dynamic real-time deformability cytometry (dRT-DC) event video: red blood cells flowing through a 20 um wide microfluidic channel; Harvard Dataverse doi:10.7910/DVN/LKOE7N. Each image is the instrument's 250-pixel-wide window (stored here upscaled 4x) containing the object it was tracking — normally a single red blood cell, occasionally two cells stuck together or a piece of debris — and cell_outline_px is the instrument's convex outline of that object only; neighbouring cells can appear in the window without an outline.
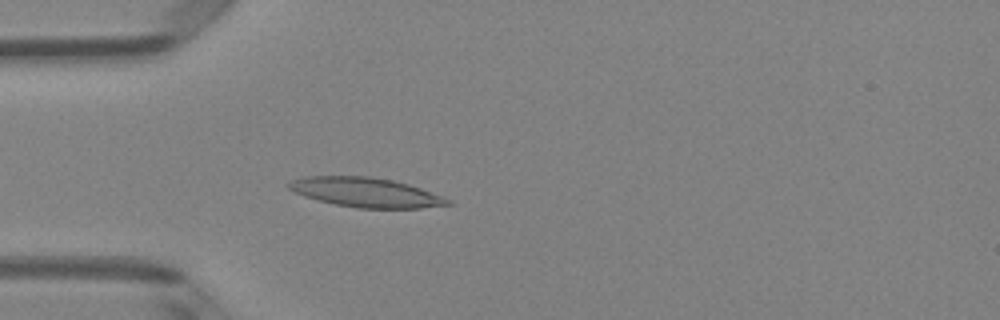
{"species": "Egyptian fruit bat (a non-hibernating species)", "species_latin": "Rousettus aegyptiacus", "temperature_condition": "room temperature", "stored_images_in_passage": 51, "camera_frame_rate_fps": 3000, "um_per_image_px": 0.085, "animal": {"sex": "female"}, "frame": {"image": 1, "passage_image": 15, "time_ms": 4.667, "image_size_px": [1000, 320], "cell_outline_px": [[452, 204], [420, 208], [356, 208], [336, 204], [304, 196], [288, 188], [284, 184], [292, 180], [304, 176], [368, 176], [392, 180], [408, 184], [420, 188], [452, 200]], "centroid_in_image_um": [31.08, 16.35], "position_along_channel_um": 53.9, "area_um2": 27.17}}
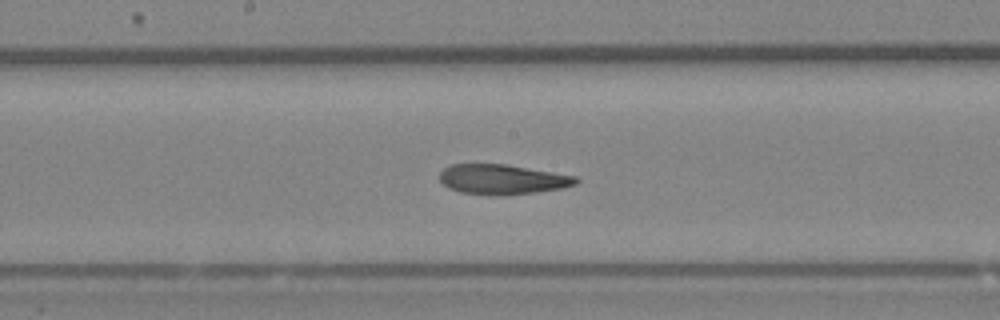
{"frame": {"image": 2, "passage_image": 27, "time_ms": 8.667, "image_size_px": [1000, 320], "cell_outline_px": [[580, 180], [576, 184], [564, 188], [536, 192], [496, 196], [460, 192], [448, 188], [440, 180], [440, 172], [448, 164], [504, 164], [576, 176]], "centroid_in_image_um": [42.69, 15.25], "position_along_channel_um": 205.5, "area_um2": 23.81}}
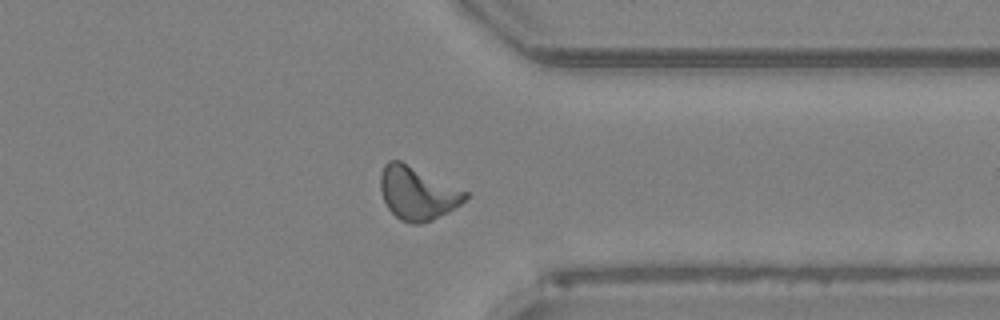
{"frame": {"image": 3, "passage_image": 40, "time_ms": 13.0, "image_size_px": [1000, 320], "cell_outline_px": [[468, 196], [460, 204], [448, 212], [432, 220], [420, 224], [412, 224], [400, 220], [388, 208], [384, 200], [380, 188], [380, 176], [384, 164], [388, 160], [400, 160], [468, 192]], "centroid_in_image_um": [35.46, 16.42], "position_along_channel_um": 375.9, "area_um2": 26.13}, "authors_computed_cell_mechanics": {"area_um2": 24.5072, "velocity_mm_per_s": 3.991, "shape_relaxation_time_tau1_ms": null, "shape_relaxation_time_tau2_ms": 4.9302, "deformation_change_tau1": null, "deformation_change_tau2": 0.1367}}